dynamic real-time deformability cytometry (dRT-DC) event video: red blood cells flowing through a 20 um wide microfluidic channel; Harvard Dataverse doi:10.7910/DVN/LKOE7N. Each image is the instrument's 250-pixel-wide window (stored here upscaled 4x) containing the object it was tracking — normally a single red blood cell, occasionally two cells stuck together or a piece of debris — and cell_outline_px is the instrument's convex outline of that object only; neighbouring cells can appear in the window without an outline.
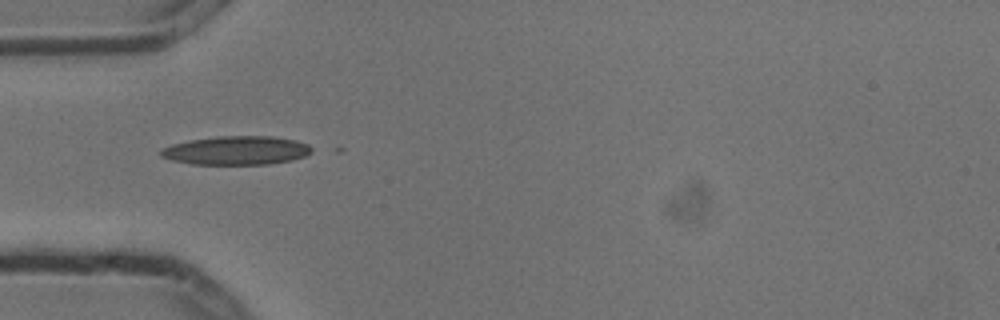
{"species": "common noctule bat (a hibernating species)", "species_latin": "Nyctalus noctula", "temperature_condition": "cold", "stored_images_in_passage": 4, "camera_frame_rate_fps": 3000, "um_per_image_px": 0.085, "animal": {"sex": "male", "body_mass_g": 13.3}, "frame": {"image": 1, "passage_image": 2, "time_ms": 0.333, "image_size_px": [1000, 320], "cell_outline_px": [[312, 152], [304, 156], [292, 160], [268, 164], [192, 164], [172, 160], [160, 156], [160, 152], [164, 148], [172, 144], [188, 140], [216, 136], [272, 136], [296, 140], [308, 144], [312, 148]], "centroid_in_image_um": [20.1, 12.78], "position_along_channel_um": 64.9, "area_um2": 25.26}}
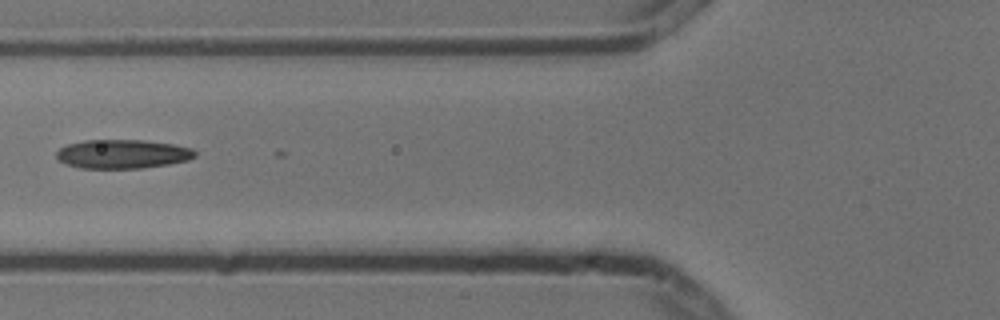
{"frame": {"image": 2, "passage_image": 3, "time_ms": 0.667, "image_size_px": [1000, 320], "cell_outline_px": [[196, 156], [188, 160], [168, 164], [144, 168], [80, 168], [64, 164], [56, 156], [56, 152], [60, 148], [68, 144], [84, 140], [144, 140], [172, 144], [192, 148], [196, 152]], "centroid_in_image_um": [10.41, 13.09], "position_along_channel_um": 115.4, "area_um2": 23.41}}
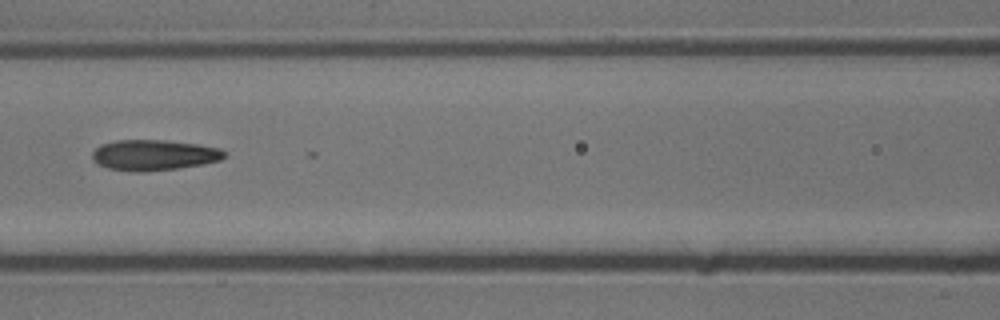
{"frame": {"image": 3, "passage_image": 4, "time_ms": 1.0, "image_size_px": [1000, 320], "cell_outline_px": [[224, 156], [220, 160], [180, 168], [144, 172], [136, 172], [108, 168], [96, 164], [92, 160], [92, 152], [100, 144], [116, 140], [164, 140], [196, 144], [220, 148], [224, 152]], "centroid_in_image_um": [13.02, 13.18], "position_along_channel_um": 153.6, "area_um2": 23.58}}